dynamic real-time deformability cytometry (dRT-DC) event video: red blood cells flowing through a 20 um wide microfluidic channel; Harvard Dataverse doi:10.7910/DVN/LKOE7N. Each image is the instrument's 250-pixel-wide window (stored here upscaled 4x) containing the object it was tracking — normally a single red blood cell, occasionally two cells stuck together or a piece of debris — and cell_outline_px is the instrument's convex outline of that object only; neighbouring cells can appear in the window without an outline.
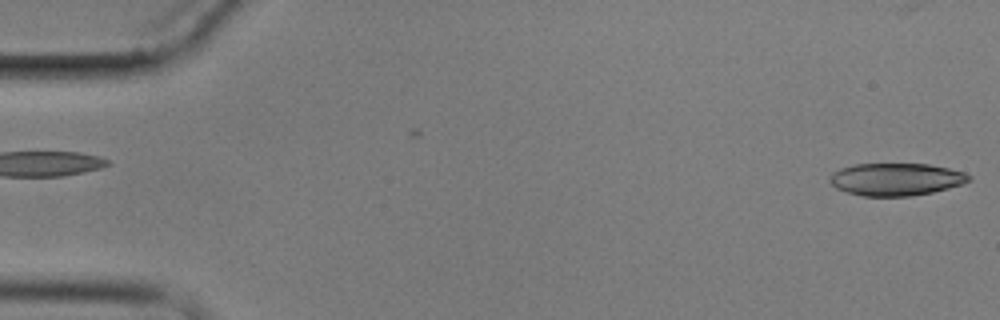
{"species": "common noctule bat (a hibernating species)", "species_latin": "Nyctalus noctula", "temperature_condition": "cold", "stored_images_in_passage": 5, "segment_of_instrument_passage": [2, 2], "camera_frame_rate_fps": 3000, "um_per_image_px": 0.085, "animal": {"sex": "male", "body_mass_g": 17.9}, "frame": {"image": 1, "passage_image": 5, "time_ms": 4.667, "image_size_px": [1000, 320], "cell_outline_px": [[972, 180], [948, 188], [932, 192], [912, 196], [864, 196], [844, 192], [836, 188], [832, 184], [832, 172], [840, 168], [856, 164], [928, 164], [948, 168], [964, 172], [972, 176]], "centroid_in_image_um": [76.18, 15.24], "position_along_channel_um": 8.8, "area_um2": 26.24}}